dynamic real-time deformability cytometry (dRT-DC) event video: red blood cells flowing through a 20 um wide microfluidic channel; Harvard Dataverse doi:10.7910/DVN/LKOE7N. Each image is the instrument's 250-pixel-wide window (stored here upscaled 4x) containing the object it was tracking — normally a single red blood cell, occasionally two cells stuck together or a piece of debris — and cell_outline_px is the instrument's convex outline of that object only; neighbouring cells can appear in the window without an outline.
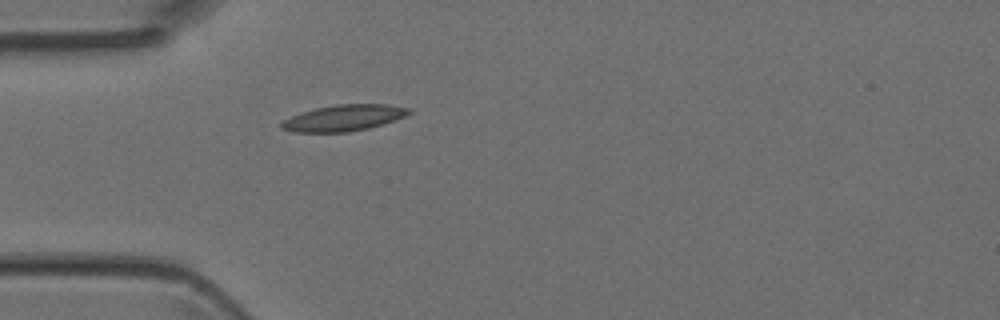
{"species": "Egyptian fruit bat (a non-hibernating species)", "species_latin": "Rousettus aegyptiacus", "temperature_condition": "room temperature", "stored_images_in_passage": 1, "camera_frame_rate_fps": 3000, "um_per_image_px": 0.085, "animal": {"sex": "female"}, "frame": {"image": 1, "passage_image": 1, "time_ms": 0.0, "image_size_px": [1000, 320], "cell_outline_px": [[412, 112], [404, 116], [368, 128], [348, 132], [292, 132], [280, 128], [280, 124], [284, 120], [292, 116], [316, 108], [336, 104], [384, 104], [412, 108]], "centroid_in_image_um": [29.2, 10.02], "position_along_channel_um": 55.8, "area_um2": 19.19}}